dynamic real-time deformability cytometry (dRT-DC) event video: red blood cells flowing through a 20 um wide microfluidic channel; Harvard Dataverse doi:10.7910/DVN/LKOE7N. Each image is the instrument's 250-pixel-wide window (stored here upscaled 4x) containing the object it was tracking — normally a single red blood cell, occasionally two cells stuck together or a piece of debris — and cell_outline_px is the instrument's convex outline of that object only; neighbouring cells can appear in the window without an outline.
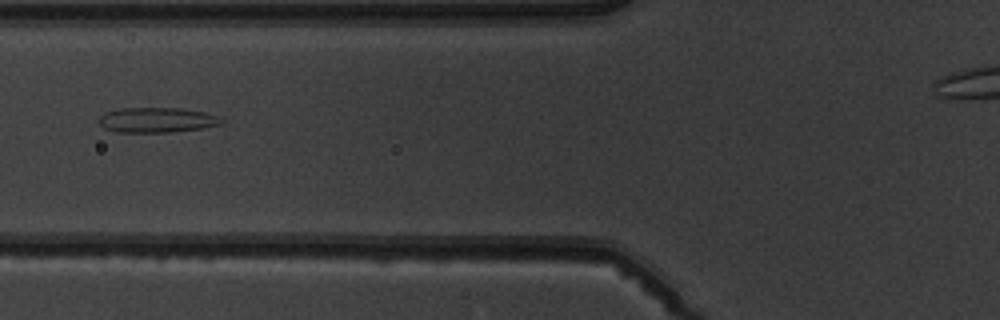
{"species": "common noctule bat (a hibernating species)", "species_latin": "Nyctalus noctula", "temperature_condition": "warm", "stored_images_in_passage": 4, "camera_frame_rate_fps": 3000, "um_per_image_px": 0.085, "animal": {"sex": "male", "body_mass_g": 19.5, "forearm_length_mm": 54.6}, "frame": {"image": 1, "passage_image": 2, "time_ms": 1.333, "image_size_px": [1000, 320], "cell_outline_px": [[224, 124], [204, 128], [168, 132], [116, 132], [104, 128], [96, 120], [104, 112], [116, 108], [180, 108], [204, 112], [216, 116], [224, 120]], "centroid_in_image_um": [13.3, 10.2], "position_along_channel_um": 112.5, "area_um2": 18.09}}